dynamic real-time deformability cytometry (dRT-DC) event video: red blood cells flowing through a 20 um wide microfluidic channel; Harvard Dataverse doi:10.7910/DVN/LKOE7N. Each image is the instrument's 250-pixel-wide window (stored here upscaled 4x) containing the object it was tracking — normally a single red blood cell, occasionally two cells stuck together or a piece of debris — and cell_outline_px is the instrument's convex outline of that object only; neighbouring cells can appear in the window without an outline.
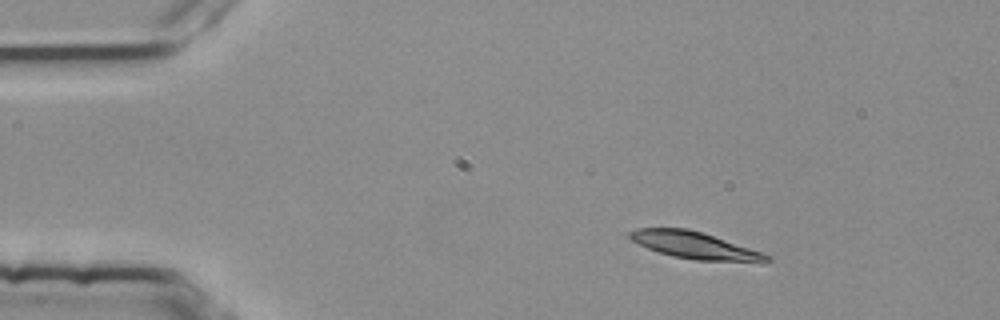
{"species": "common noctule bat (a hibernating species)", "species_latin": "Nyctalus noctula", "temperature_condition": "room temperature", "stored_images_in_passage": 4, "camera_frame_rate_fps": 3000, "um_per_image_px": 0.085, "animal": {"sex": "female", "body_mass_g": 25.1}, "frame": {"image": 1, "passage_image": 1, "time_ms": 0.0, "image_size_px": [1000, 320], "cell_outline_px": [[772, 260], [696, 260], [672, 256], [648, 248], [632, 240], [628, 236], [628, 232], [636, 228], [688, 228], [760, 252], [768, 256]], "centroid_in_image_um": [58.87, 20.82], "position_along_channel_um": 26.1, "area_um2": 20.35}}
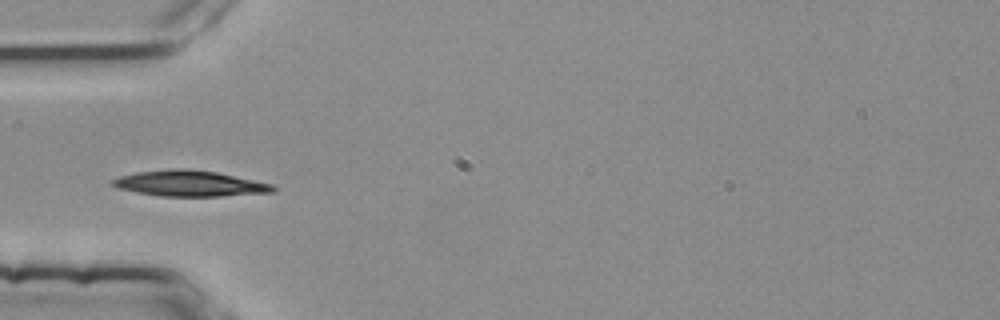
{"frame": {"image": 2, "passage_image": 3, "time_ms": 0.667, "image_size_px": [1000, 320], "cell_outline_px": [[276, 192], [220, 196], [160, 196], [136, 192], [116, 188], [108, 180], [120, 176], [136, 172], [172, 168], [188, 168], [216, 172], [272, 184], [276, 188]], "centroid_in_image_um": [16.08, 15.59], "position_along_channel_um": 68.9, "area_um2": 24.22}}